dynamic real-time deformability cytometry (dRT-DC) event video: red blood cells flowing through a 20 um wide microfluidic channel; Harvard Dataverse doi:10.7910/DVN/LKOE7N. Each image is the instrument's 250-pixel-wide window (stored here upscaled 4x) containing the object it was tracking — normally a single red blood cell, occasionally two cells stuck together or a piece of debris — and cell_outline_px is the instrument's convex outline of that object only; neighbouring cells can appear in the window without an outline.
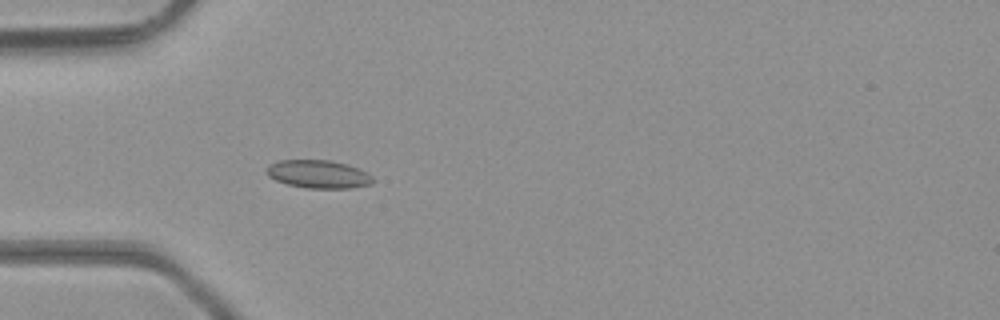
{"species": "common noctule bat (a hibernating species)", "species_latin": "Nyctalus noctula", "temperature_condition": "room temperature", "stored_images_in_passage": 4, "camera_frame_rate_fps": 3000, "um_per_image_px": 0.085, "animal": {"sex": "male", "body_mass_g": 23.1, "forearm_length_mm": 52.7}, "frame": {"image": 1, "passage_image": 4, "time_ms": 1.0, "image_size_px": [1000, 320], "cell_outline_px": [[376, 180], [372, 184], [352, 188], [308, 188], [288, 184], [276, 180], [268, 176], [268, 164], [280, 160], [332, 160], [348, 164], [368, 172]], "centroid_in_image_um": [27.13, 14.8], "position_along_channel_um": 57.9, "area_um2": 17.51}}